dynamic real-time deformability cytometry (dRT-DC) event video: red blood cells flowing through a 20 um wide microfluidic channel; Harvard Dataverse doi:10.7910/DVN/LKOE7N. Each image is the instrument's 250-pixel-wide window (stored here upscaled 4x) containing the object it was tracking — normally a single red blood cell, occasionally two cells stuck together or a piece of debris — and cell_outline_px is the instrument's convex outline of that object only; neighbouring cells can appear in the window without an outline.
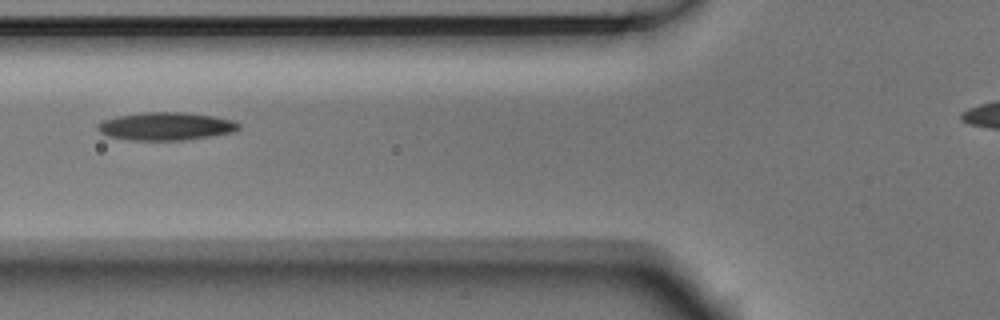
{"species": "Egyptian fruit bat (a non-hibernating species)", "species_latin": "Rousettus aegyptiacus", "temperature_condition": "room temperature", "stored_images_in_passage": 5, "camera_frame_rate_fps": 3000, "um_per_image_px": 0.085, "animal": {"sex": "male"}, "frame": {"image": 1, "passage_image": 3, "time_ms": 0.667, "image_size_px": [1000, 320], "cell_outline_px": [[240, 128], [232, 132], [212, 136], [184, 140], [128, 140], [108, 136], [100, 132], [96, 128], [96, 124], [104, 120], [116, 116], [144, 112], [184, 112], [212, 116], [232, 120], [240, 124]], "centroid_in_image_um": [14.07, 10.73], "position_along_channel_um": 111.7, "area_um2": 23.0}}
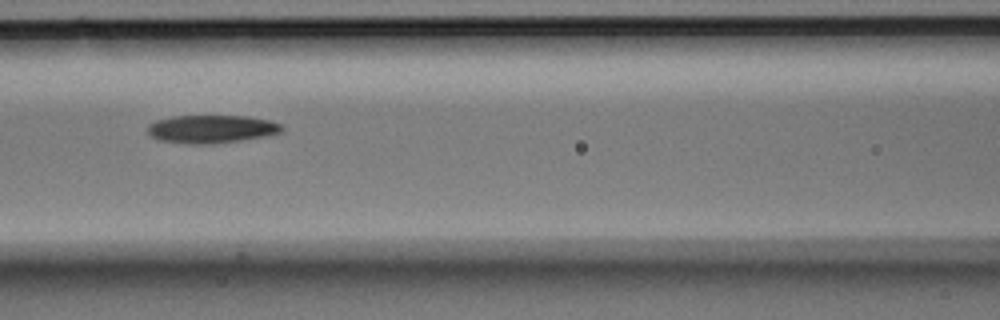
{"frame": {"image": 2, "passage_image": 4, "time_ms": 1.0, "image_size_px": [1000, 320], "cell_outline_px": [[284, 128], [280, 132], [268, 136], [212, 144], [192, 144], [160, 140], [152, 136], [148, 132], [148, 124], [156, 120], [172, 116], [248, 116], [268, 120], [280, 124]], "centroid_in_image_um": [17.98, 10.96], "position_along_channel_um": 148.6, "area_um2": 21.85}}
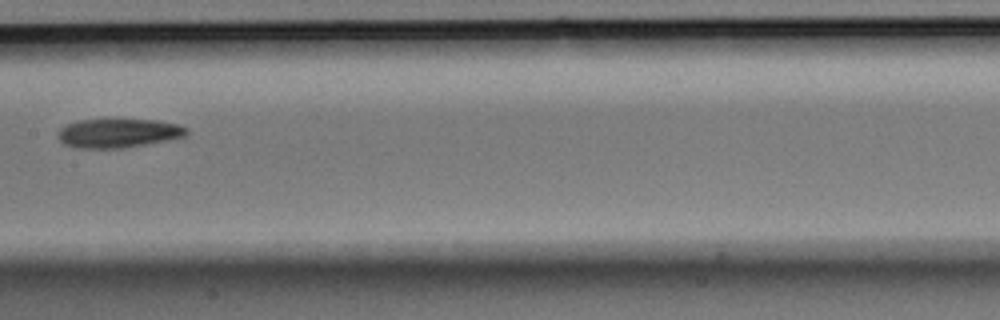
{"frame": {"image": 3, "passage_image": 5, "time_ms": 1.333, "image_size_px": [1000, 320], "cell_outline_px": [[188, 132], [184, 136], [168, 140], [120, 148], [76, 148], [64, 144], [60, 140], [60, 128], [64, 124], [76, 120], [104, 116], [120, 116], [156, 120], [176, 124], [188, 128]], "centroid_in_image_um": [10.02, 11.24], "position_along_channel_um": 197.4, "area_um2": 22.83}}